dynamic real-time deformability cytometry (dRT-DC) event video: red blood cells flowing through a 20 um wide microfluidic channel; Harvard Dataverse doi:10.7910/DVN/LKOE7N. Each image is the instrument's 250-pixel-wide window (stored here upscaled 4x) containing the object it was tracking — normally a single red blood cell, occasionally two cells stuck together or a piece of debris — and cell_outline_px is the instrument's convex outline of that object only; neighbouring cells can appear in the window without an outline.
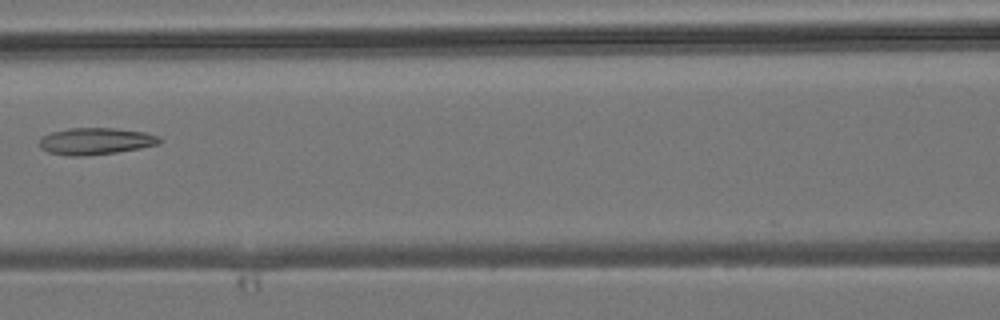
{"species": "common noctule bat (a hibernating species)", "species_latin": "Nyctalus noctula", "temperature_condition": "room temperature", "stored_images_in_passage": 6, "camera_frame_rate_fps": 3000, "um_per_image_px": 0.085, "animal": {"sex": "male", "body_mass_g": 19.2, "forearm_length_mm": 51.8}, "frame": {"image": 1, "passage_image": 6, "time_ms": 7.0, "image_size_px": [1000, 320], "cell_outline_px": [[164, 140], [160, 144], [140, 148], [116, 152], [84, 156], [72, 156], [48, 152], [40, 148], [40, 140], [44, 136], [52, 132], [68, 128], [112, 128], [144, 132], [160, 136]], "centroid_in_image_um": [8.18, 12.0], "position_along_channel_um": 158.4, "area_um2": 18.73}}